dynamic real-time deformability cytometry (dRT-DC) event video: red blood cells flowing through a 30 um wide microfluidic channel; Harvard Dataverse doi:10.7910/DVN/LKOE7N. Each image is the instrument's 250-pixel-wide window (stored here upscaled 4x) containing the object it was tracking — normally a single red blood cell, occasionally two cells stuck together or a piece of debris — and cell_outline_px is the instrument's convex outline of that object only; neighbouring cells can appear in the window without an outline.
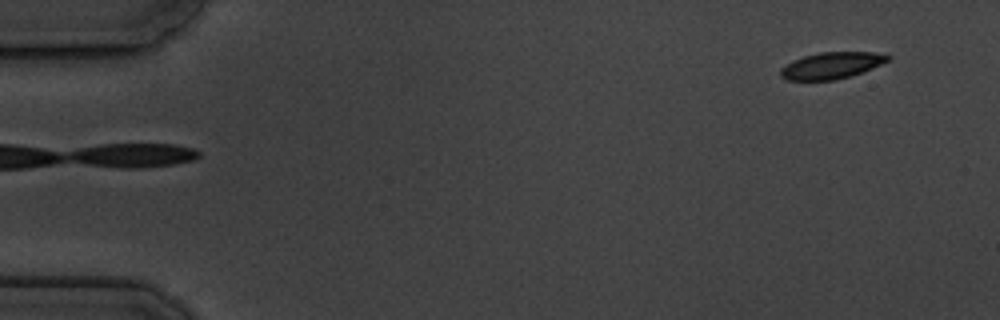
{"species": "common noctule bat (a hibernating species)", "species_latin": "Nyctalus noctula", "temperature_condition": "cold", "stored_images_in_passage": 2, "camera_frame_rate_fps": 3000, "um_per_image_px": 0.085, "animal": {"sex": "male", "body_mass_g": 19.5, "forearm_length_mm": 54.6}, "frame": {"image": 1, "passage_image": 2, "time_ms": 1.333, "image_size_px": [1000, 320], "cell_outline_px": [[892, 56], [888, 60], [872, 68], [848, 76], [832, 80], [788, 80], [780, 76], [780, 68], [792, 60], [804, 56], [820, 52], [872, 52]], "centroid_in_image_um": [70.63, 5.56], "position_along_channel_um": 14.4, "area_um2": 16.36}}